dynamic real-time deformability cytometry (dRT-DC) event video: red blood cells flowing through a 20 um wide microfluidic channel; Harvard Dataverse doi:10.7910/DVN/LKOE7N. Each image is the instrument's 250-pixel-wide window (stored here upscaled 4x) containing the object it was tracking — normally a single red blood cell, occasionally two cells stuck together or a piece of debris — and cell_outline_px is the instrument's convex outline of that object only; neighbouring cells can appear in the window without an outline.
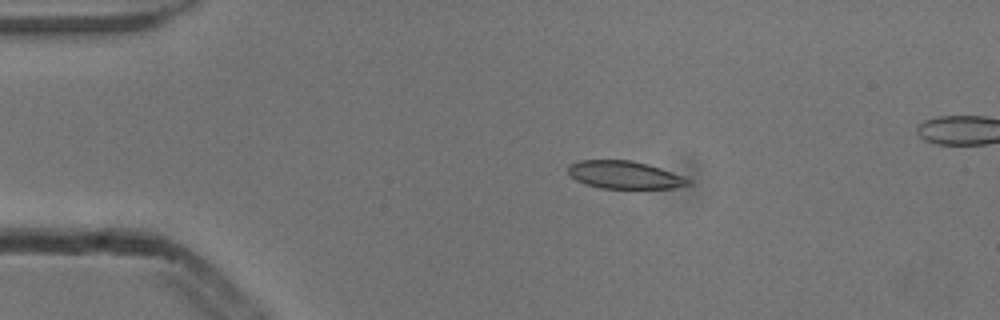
{"species": "common noctule bat (a hibernating species)", "species_latin": "Nyctalus noctula", "temperature_condition": "cold", "stored_images_in_passage": 7, "camera_frame_rate_fps": 3000, "um_per_image_px": 0.085, "animal": {"sex": "male", "body_mass_g": 13.3}, "frame": {"image": 1, "passage_image": 3, "time_ms": 0.667, "image_size_px": [1000, 320], "cell_outline_px": [[692, 184], [672, 188], [600, 188], [584, 184], [568, 176], [568, 164], [580, 160], [632, 160], [648, 164], [684, 176], [692, 180]], "centroid_in_image_um": [53.07, 14.86], "position_along_channel_um": 31.9, "area_um2": 19.59}}
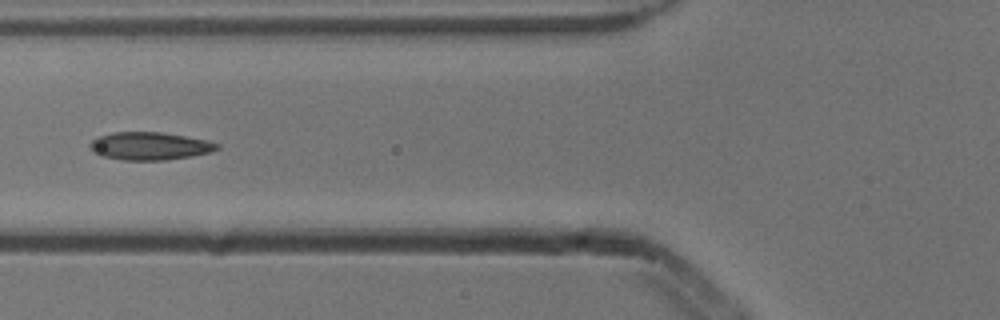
{"frame": {"image": 2, "passage_image": 6, "time_ms": 1.667, "image_size_px": [1000, 320], "cell_outline_px": [[220, 148], [212, 152], [192, 156], [168, 160], [120, 160], [104, 156], [92, 152], [88, 148], [88, 144], [96, 136], [112, 132], [160, 132], [184, 136], [204, 140], [220, 144]], "centroid_in_image_um": [12.68, 12.42], "position_along_channel_um": 113.1, "area_um2": 20.81}}
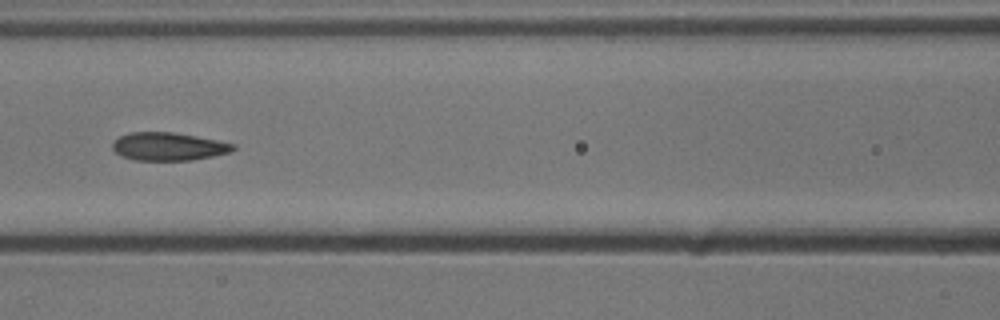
{"frame": {"image": 3, "passage_image": 7, "time_ms": 2.0, "image_size_px": [1000, 320], "cell_outline_px": [[236, 148], [228, 152], [212, 156], [192, 160], [132, 160], [120, 156], [112, 148], [112, 140], [128, 132], [172, 132], [196, 136], [236, 144]], "centroid_in_image_um": [14.26, 12.45], "position_along_channel_um": 152.3, "area_um2": 19.77}}